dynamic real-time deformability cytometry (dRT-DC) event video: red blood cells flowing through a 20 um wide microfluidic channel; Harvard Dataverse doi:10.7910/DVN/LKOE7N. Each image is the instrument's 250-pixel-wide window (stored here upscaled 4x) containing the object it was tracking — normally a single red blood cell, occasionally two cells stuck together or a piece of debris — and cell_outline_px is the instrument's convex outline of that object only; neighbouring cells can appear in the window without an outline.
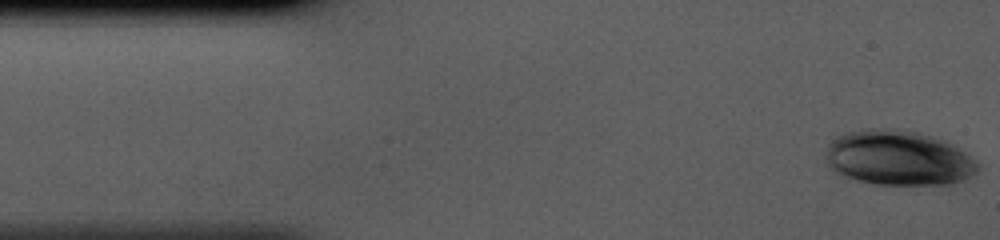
{"species": "human", "species_latin": "Homo sapiens", "temperature_condition": "cold", "stored_images_in_passage": 41, "camera_frame_rate_fps": 3000, "um_per_image_px": 0.085, "donor": {"sex": "male"}, "frame": {"image": 1, "passage_image": 1, "time_ms": 0.0, "image_size_px": [1000, 240], "cell_outline_px": [[980, 168], [976, 172], [964, 180], [952, 184], [872, 184], [836, 176], [824, 164], [824, 156], [828, 144], [836, 136], [844, 132], [864, 128], [904, 128], [920, 132], [944, 140], [952, 144], [976, 160], [980, 164]], "centroid_in_image_um": [76.27, 13.42], "position_along_channel_um": 8.7, "area_um2": 50.05}}
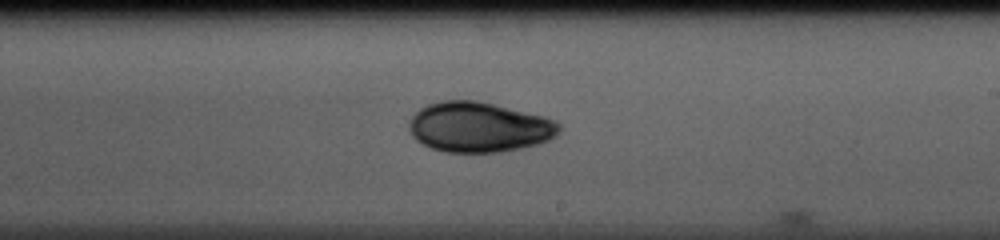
{"frame": {"image": 2, "passage_image": 24, "time_ms": 7.667, "image_size_px": [1000, 240], "cell_outline_px": [[560, 132], [556, 136], [548, 140], [536, 144], [520, 148], [500, 152], [444, 152], [432, 148], [416, 140], [412, 136], [408, 128], [408, 124], [412, 116], [420, 108], [428, 104], [444, 100], [476, 100], [544, 116], [556, 120], [560, 124]], "centroid_in_image_um": [40.71, 10.8], "position_along_channel_um": 248.3, "area_um2": 43.87}}
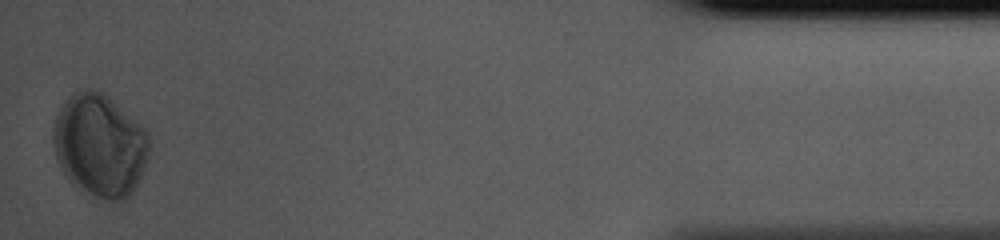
{"frame": {"image": 3, "passage_image": 41, "time_ms": 13.333, "image_size_px": [1000, 240], "cell_outline_px": [[148, 152], [144, 168], [132, 192], [124, 200], [96, 204], [80, 192], [68, 180], [56, 156], [52, 140], [52, 136], [56, 116], [64, 100], [72, 92], [84, 88], [92, 88], [104, 92], [148, 128]], "centroid_in_image_um": [8.47, 12.38], "position_along_channel_um": 426.7, "area_um2": 59.19}}